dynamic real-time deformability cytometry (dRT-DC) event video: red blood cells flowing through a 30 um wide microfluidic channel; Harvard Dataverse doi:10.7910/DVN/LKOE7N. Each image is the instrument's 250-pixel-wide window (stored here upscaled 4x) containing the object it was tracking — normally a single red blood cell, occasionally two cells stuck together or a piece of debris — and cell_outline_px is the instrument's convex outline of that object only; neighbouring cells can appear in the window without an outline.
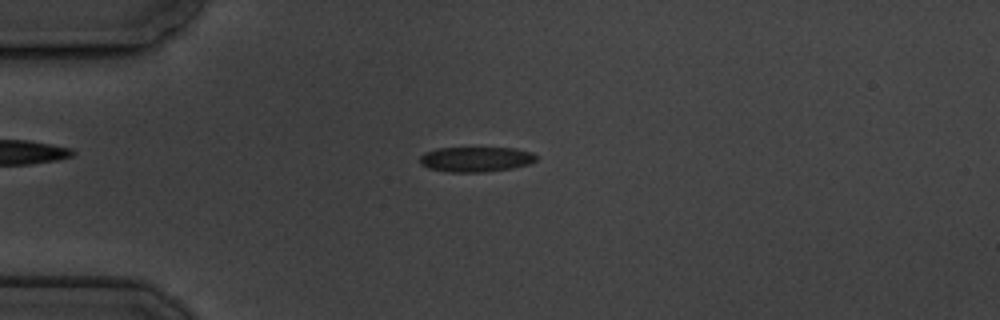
{"species": "common noctule bat (a hibernating species)", "species_latin": "Nyctalus noctula", "temperature_condition": "cold", "stored_images_in_passage": 4, "camera_frame_rate_fps": 3000, "um_per_image_px": 0.085, "animal": {"sex": "male", "body_mass_g": 19.5, "forearm_length_mm": 54.6}, "frame": {"image": 1, "passage_image": 1, "time_ms": 0.0, "image_size_px": [1000, 320], "cell_outline_px": [[536, 160], [528, 164], [512, 168], [484, 172], [448, 172], [428, 168], [420, 164], [420, 156], [424, 152], [436, 148], [516, 148], [532, 152], [536, 156]], "centroid_in_image_um": [40.42, 13.53], "position_along_channel_um": 44.6, "area_um2": 17.05}}
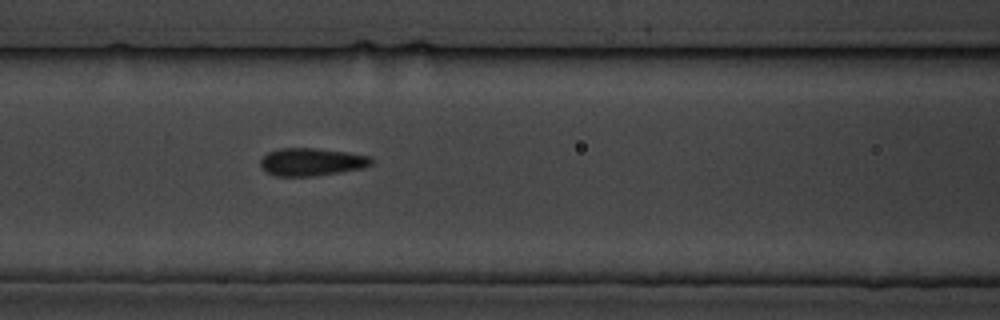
{"frame": {"image": 2, "passage_image": 4, "time_ms": 3.333, "image_size_px": [1000, 320], "cell_outline_px": [[376, 160], [372, 164], [364, 168], [340, 172], [312, 176], [276, 176], [264, 172], [260, 168], [260, 160], [268, 152], [280, 148], [316, 148], [348, 152], [372, 156]], "centroid_in_image_um": [26.51, 13.76], "position_along_channel_um": 140.1, "area_um2": 18.26}}